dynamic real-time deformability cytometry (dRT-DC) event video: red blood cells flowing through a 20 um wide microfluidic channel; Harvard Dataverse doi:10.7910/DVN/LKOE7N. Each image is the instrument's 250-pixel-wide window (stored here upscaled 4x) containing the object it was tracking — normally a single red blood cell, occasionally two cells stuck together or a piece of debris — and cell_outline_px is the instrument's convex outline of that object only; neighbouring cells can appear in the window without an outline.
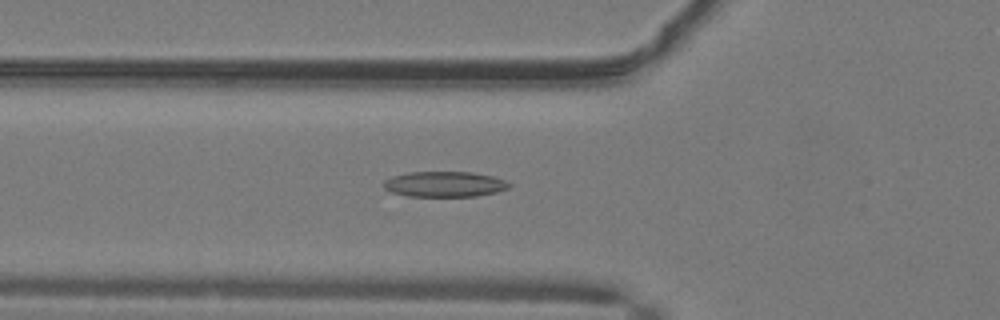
{"species": "common noctule bat (a hibernating species)", "species_latin": "Nyctalus noctula", "temperature_condition": "warm", "stored_images_in_passage": 44, "camera_frame_rate_fps": 3000, "um_per_image_px": 0.085, "animal": {"sex": "male", "body_mass_g": 19.2, "forearm_length_mm": 51.8}, "frame": {"image": 1, "passage_image": 12, "time_ms": 3.667, "image_size_px": [1000, 320], "cell_outline_px": [[512, 184], [508, 188], [496, 192], [476, 196], [408, 196], [392, 192], [384, 188], [384, 180], [392, 176], [408, 172], [472, 172], [492, 176], [504, 180]], "centroid_in_image_um": [37.78, 15.65], "position_along_channel_um": 88.0, "area_um2": 18.55}}
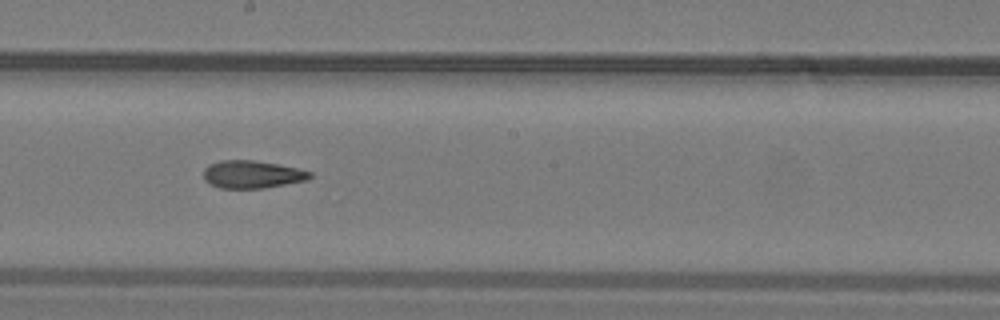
{"frame": {"image": 2, "passage_image": 22, "time_ms": 7.0, "image_size_px": [1000, 320], "cell_outline_px": [[312, 176], [308, 180], [264, 188], [220, 188], [204, 180], [204, 168], [208, 164], [220, 160], [252, 160], [300, 168], [312, 172]], "centroid_in_image_um": [21.44, 14.82], "position_along_channel_um": 226.8, "area_um2": 17.22}}
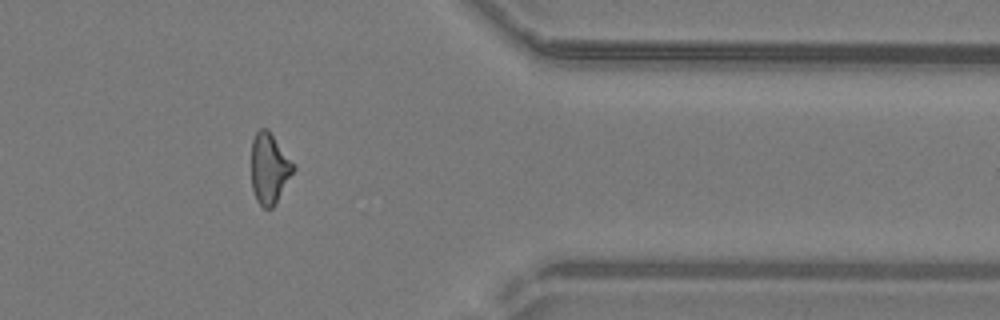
{"frame": {"image": 3, "passage_image": 35, "time_ms": 11.333, "image_size_px": [1000, 320], "cell_outline_px": [[296, 168], [276, 204], [272, 208], [264, 208], [256, 200], [252, 188], [252, 140], [256, 132], [260, 128], [268, 128], [296, 164]], "centroid_in_image_um": [22.93, 14.3], "position_along_channel_um": 388.5, "area_um2": 17.63}, "authors_computed_cell_mechanics": {"area_um2": 17.7157, "velocity_mm_per_s": 4.1349, "shape_relaxation_time_tau1_ms": null, "shape_relaxation_time_tau2_ms": 4.3702, "deformation_change_tau1": null, "deformation_change_tau2": 0.1495}}